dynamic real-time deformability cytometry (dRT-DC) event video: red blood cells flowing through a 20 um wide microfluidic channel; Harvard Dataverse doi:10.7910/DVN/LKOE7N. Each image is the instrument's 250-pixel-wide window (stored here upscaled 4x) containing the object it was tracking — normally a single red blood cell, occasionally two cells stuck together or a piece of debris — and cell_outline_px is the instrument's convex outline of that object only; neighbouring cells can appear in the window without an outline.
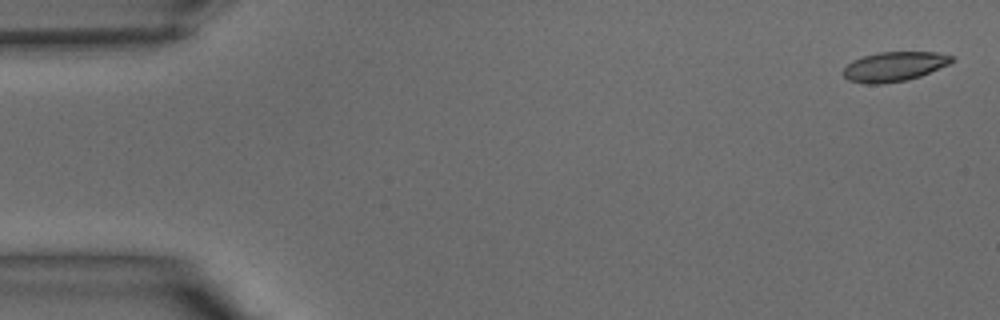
{"species": "common noctule bat (a hibernating species)", "species_latin": "Nyctalus noctula", "temperature_condition": "warm", "stored_images_in_passage": 39, "camera_frame_rate_fps": 3000, "um_per_image_px": 0.085, "animal": {"sex": "male", "body_mass_g": 15.6}, "frame": {"image": 1, "passage_image": 1, "time_ms": 0.0, "image_size_px": [1000, 320], "cell_outline_px": [[956, 60], [948, 64], [920, 76], [904, 80], [880, 84], [864, 84], [848, 80], [840, 72], [852, 60], [864, 56], [880, 52], [936, 52], [952, 56]], "centroid_in_image_um": [75.97, 5.66], "position_along_channel_um": 9.0, "area_um2": 18.61}}
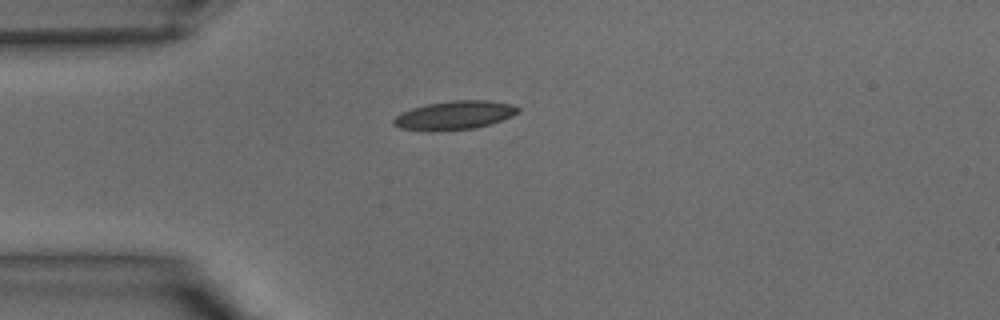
{"frame": {"image": 2, "passage_image": 10, "time_ms": 3.0, "image_size_px": [1000, 320], "cell_outline_px": [[520, 112], [512, 116], [476, 128], [436, 132], [428, 132], [400, 128], [392, 124], [392, 120], [400, 112], [412, 108], [428, 104], [452, 100], [488, 100], [512, 104], [520, 108]], "centroid_in_image_um": [38.6, 9.81], "position_along_channel_um": 46.4, "area_um2": 21.1}}
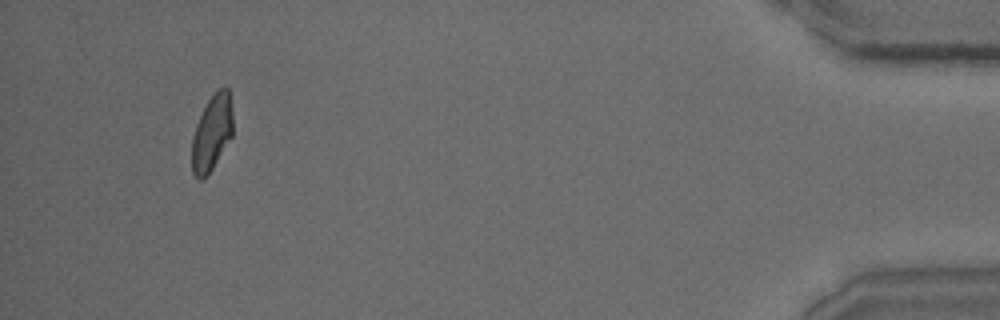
{"frame": {"image": 3, "passage_image": 37, "time_ms": 12.0, "image_size_px": [1000, 320], "cell_outline_px": [[232, 136], [212, 168], [204, 180], [200, 180], [192, 172], [192, 136], [196, 124], [208, 100], [216, 88], [228, 88], [232, 108]], "centroid_in_image_um": [18.0, 11.28], "position_along_channel_um": 417.2, "area_um2": 18.03}}